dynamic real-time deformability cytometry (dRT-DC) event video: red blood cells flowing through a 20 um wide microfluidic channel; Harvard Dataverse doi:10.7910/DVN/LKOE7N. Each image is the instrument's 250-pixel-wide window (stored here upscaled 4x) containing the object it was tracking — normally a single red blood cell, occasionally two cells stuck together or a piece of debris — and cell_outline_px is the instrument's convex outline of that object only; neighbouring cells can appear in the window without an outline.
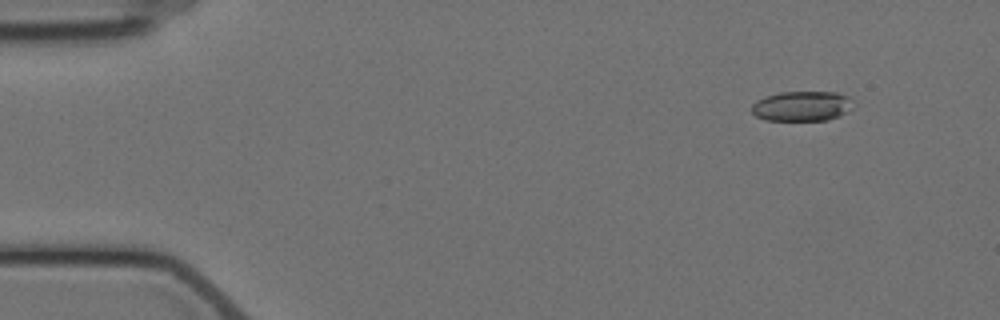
{"species": "Egyptian fruit bat (a non-hibernating species)", "species_latin": "Rousettus aegyptiacus", "temperature_condition": "cold", "stored_images_in_passage": 6, "camera_frame_rate_fps": 3000, "um_per_image_px": 0.085, "animal": {"sex": "female"}, "frame": {"image": 1, "passage_image": 2, "time_ms": 1.0, "image_size_px": [1000, 320], "cell_outline_px": [[856, 104], [848, 112], [840, 116], [828, 120], [768, 120], [756, 116], [752, 112], [752, 104], [756, 100], [780, 92], [836, 92], [848, 96]], "centroid_in_image_um": [68.23, 9.02], "position_along_channel_um": 16.8, "area_um2": 17.86}}
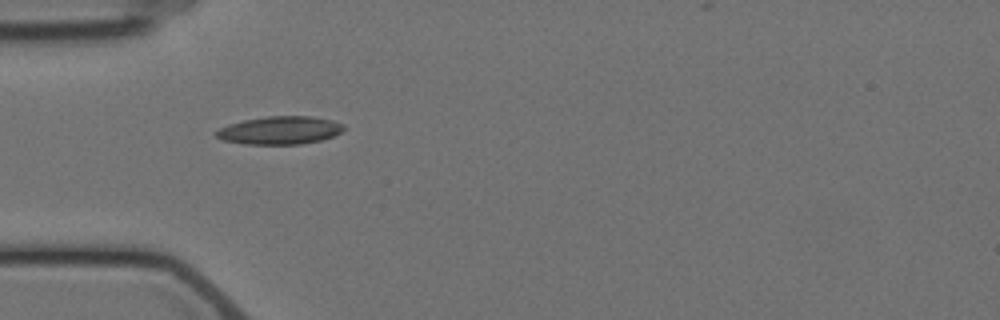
{"frame": {"image": 2, "passage_image": 5, "time_ms": 5.0, "image_size_px": [1000, 320], "cell_outline_px": [[344, 128], [340, 132], [332, 136], [320, 140], [300, 144], [244, 144], [224, 140], [216, 136], [212, 132], [228, 124], [244, 120], [268, 116], [308, 116], [332, 120], [344, 124]], "centroid_in_image_um": [23.75, 11.07], "position_along_channel_um": 61.2, "area_um2": 20.69}}
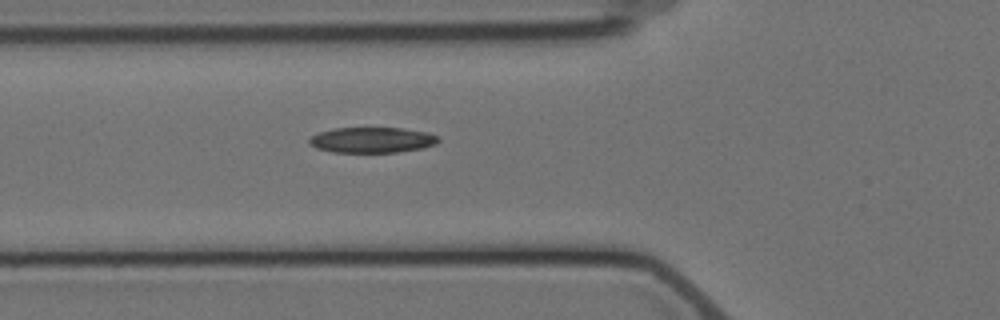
{"frame": {"image": 3, "passage_image": 6, "time_ms": 6.0, "image_size_px": [1000, 320], "cell_outline_px": [[440, 140], [436, 144], [424, 148], [396, 152], [332, 152], [316, 148], [308, 144], [308, 140], [312, 136], [320, 132], [332, 128], [400, 128], [428, 132], [436, 136]], "centroid_in_image_um": [31.61, 11.9], "position_along_channel_um": 94.2, "area_um2": 19.25}}